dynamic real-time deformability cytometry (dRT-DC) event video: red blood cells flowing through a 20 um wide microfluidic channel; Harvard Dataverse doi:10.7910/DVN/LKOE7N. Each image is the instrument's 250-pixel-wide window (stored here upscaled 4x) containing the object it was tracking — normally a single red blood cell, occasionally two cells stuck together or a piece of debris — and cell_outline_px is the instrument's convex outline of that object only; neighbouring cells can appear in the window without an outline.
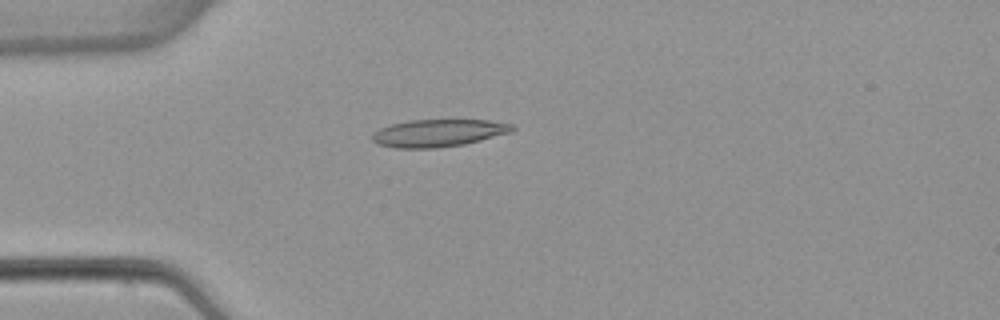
{"species": "common noctule bat (a hibernating species)", "species_latin": "Nyctalus noctula", "temperature_condition": "warm", "stored_images_in_passage": 1, "camera_frame_rate_fps": 3000, "um_per_image_px": 0.085, "animal": {"sex": "female", "body_mass_g": 22.7, "forearm_length_mm": 54.2}, "frame": {"image": 1, "passage_image": 1, "time_ms": 0.0, "image_size_px": [1000, 320], "cell_outline_px": [[516, 128], [512, 132], [464, 144], [436, 148], [396, 148], [380, 144], [372, 140], [372, 132], [380, 128], [392, 124], [408, 120], [488, 120], [512, 124]], "centroid_in_image_um": [37.26, 11.3], "position_along_channel_um": 47.7, "area_um2": 22.31}}